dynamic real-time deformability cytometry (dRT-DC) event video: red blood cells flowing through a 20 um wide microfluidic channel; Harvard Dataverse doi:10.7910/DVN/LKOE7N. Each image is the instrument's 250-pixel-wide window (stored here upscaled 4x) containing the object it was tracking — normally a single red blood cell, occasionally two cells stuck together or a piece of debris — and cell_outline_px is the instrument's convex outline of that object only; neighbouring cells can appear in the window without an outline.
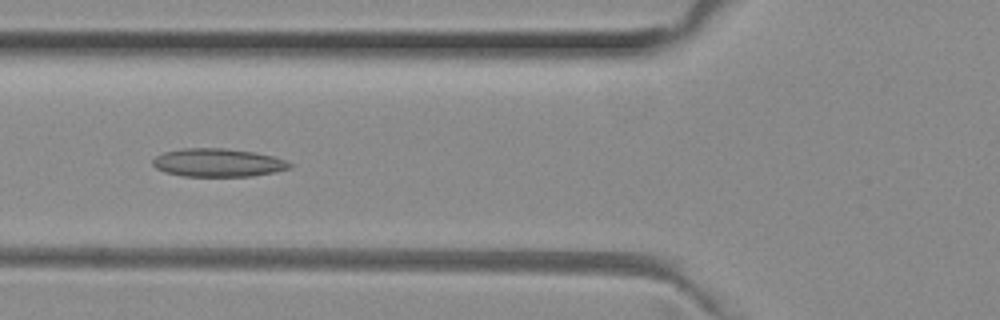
{"species": "common noctule bat (a hibernating species)", "species_latin": "Nyctalus noctula", "temperature_condition": "room temperature", "stored_images_in_passage": 39, "camera_frame_rate_fps": 3000, "um_per_image_px": 0.085, "animal": {"sex": "female", "body_mass_g": 29.2, "forearm_length_mm": 56.3}, "frame": {"image": 1, "passage_image": 7, "time_ms": 2.0, "image_size_px": [1000, 320], "cell_outline_px": [[292, 168], [252, 176], [184, 176], [164, 172], [156, 168], [152, 164], [152, 160], [156, 156], [164, 152], [184, 148], [224, 148], [256, 152], [288, 160], [292, 164]], "centroid_in_image_um": [18.54, 13.82], "position_along_channel_um": 107.3, "area_um2": 22.6}}
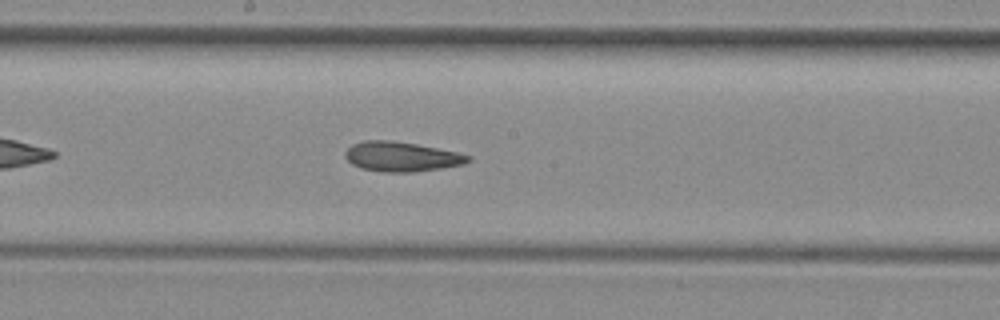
{"frame": {"image": 2, "passage_image": 15, "time_ms": 4.667, "image_size_px": [1000, 320], "cell_outline_px": [[472, 160], [464, 164], [444, 168], [412, 172], [380, 172], [360, 168], [352, 164], [344, 156], [344, 152], [352, 144], [364, 140], [392, 140], [416, 144], [456, 152], [472, 156]], "centroid_in_image_um": [34.12, 13.32], "position_along_channel_um": 214.1, "area_um2": 21.44}}
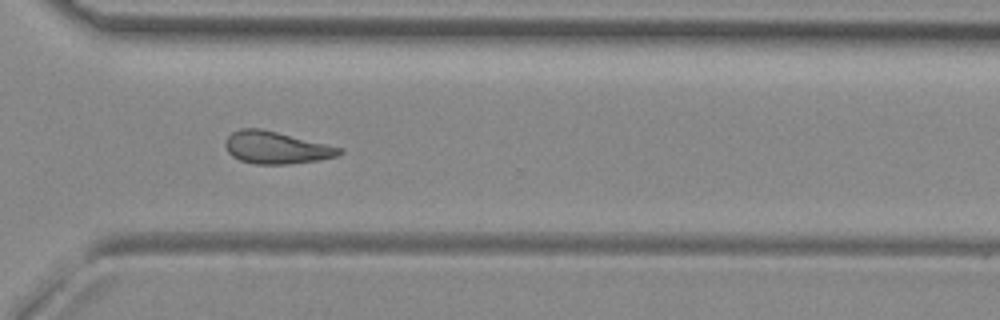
{"frame": {"image": 3, "passage_image": 25, "time_ms": 8.0, "image_size_px": [1000, 320], "cell_outline_px": [[344, 152], [340, 156], [320, 160], [288, 164], [256, 164], [240, 160], [232, 156], [228, 152], [224, 144], [224, 140], [232, 132], [240, 128], [260, 128], [344, 148]], "centroid_in_image_um": [23.5, 12.55], "position_along_channel_um": 347.1, "area_um2": 21.62}, "authors_computed_cell_mechanics": {"area_um2": 21.6172, "velocity_mm_per_s": 3.9981, "shape_relaxation_time_tau1_ms": null, "shape_relaxation_time_tau2_ms": 5.6705, "deformation_change_tau1": null, "deformation_change_tau2": 0.1449}}